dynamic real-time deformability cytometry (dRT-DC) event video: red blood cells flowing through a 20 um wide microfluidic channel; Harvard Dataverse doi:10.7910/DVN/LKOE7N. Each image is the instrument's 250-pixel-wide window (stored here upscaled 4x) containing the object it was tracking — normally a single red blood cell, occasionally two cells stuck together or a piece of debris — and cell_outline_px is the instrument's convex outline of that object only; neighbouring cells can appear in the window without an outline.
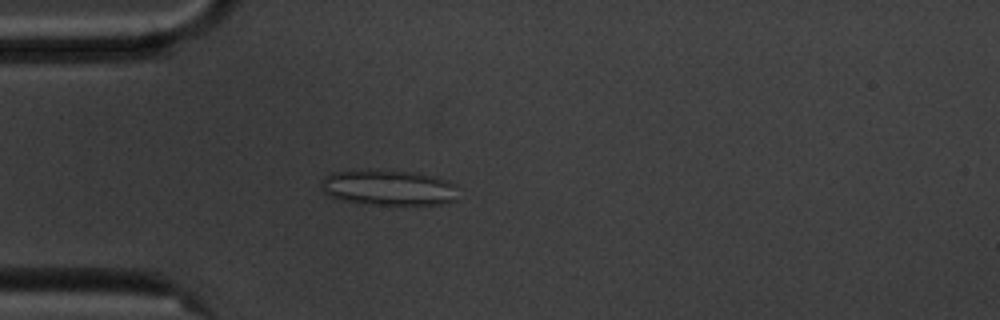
{"species": "common noctule bat (a hibernating species)", "species_latin": "Nyctalus noctula", "temperature_condition": "cold", "stored_images_in_passage": 56, "camera_frame_rate_fps": 3000, "um_per_image_px": 0.085, "animal": {"sex": "male", "body_mass_g": 20.1, "forearm_length_mm": 53.5}, "frame": {"image": 1, "passage_image": 15, "time_ms": 4.667, "image_size_px": [1000, 320], "cell_outline_px": [[456, 200], [440, 204], [364, 204], [344, 200], [332, 196], [324, 192], [320, 184], [320, 180], [324, 176], [332, 172], [384, 168], [416, 172], [436, 176], [456, 184]], "centroid_in_image_um": [33.02, 15.91], "position_along_channel_um": 52.0, "area_um2": 28.84}}
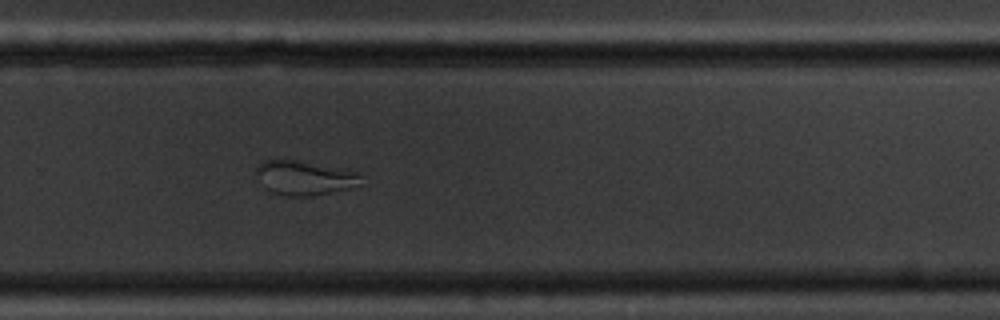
{"frame": {"image": 2, "passage_image": 37, "time_ms": 12.0, "image_size_px": [1000, 320], "cell_outline_px": [[360, 184], [348, 188], [312, 196], [288, 196], [272, 192], [264, 188], [256, 172], [256, 168], [264, 160], [296, 160], [360, 172]], "centroid_in_image_um": [25.86, 15.12], "position_along_channel_um": 303.9, "area_um2": 20.63}}
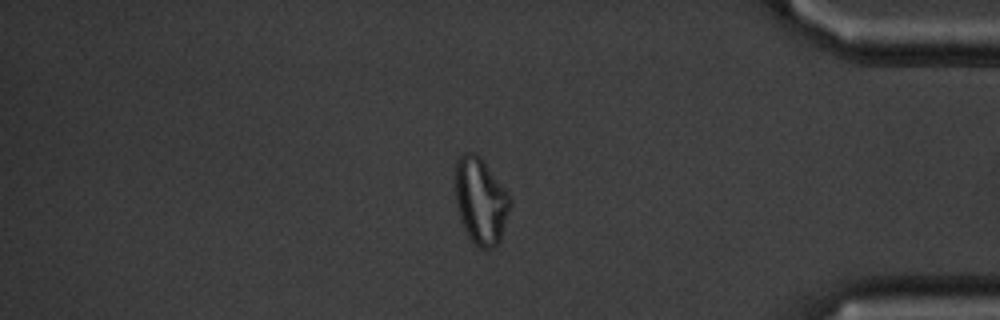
{"frame": {"image": 3, "passage_image": 47, "time_ms": 15.333, "image_size_px": [1000, 320], "cell_outline_px": [[512, 200], [500, 240], [492, 248], [480, 248], [472, 244], [464, 232], [456, 212], [452, 184], [456, 160], [464, 152], [476, 152], [480, 156], [508, 192]], "centroid_in_image_um": [40.78, 17.06], "position_along_channel_um": 394.4, "area_um2": 28.73}, "authors_computed_cell_mechanics": {"area_um2": 27.8307, "velocity_mm_per_s": 3.5548, "shape_relaxation_time_tau1_ms": null, "shape_relaxation_time_tau2_ms": 2.1504, "deformation_change_tau1": null, "deformation_change_tau2": 0.0861}}